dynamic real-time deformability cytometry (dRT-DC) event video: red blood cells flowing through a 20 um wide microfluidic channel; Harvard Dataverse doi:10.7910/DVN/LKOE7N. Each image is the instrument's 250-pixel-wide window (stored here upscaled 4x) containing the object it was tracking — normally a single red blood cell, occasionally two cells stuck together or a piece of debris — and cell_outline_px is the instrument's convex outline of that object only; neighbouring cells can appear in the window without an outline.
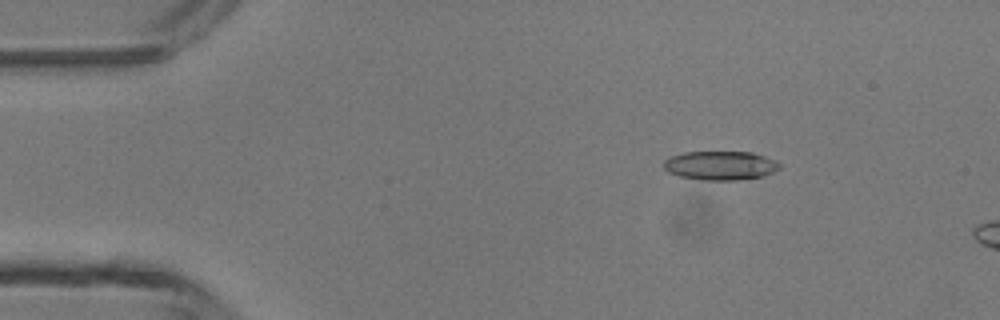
{"species": "common noctule bat (a hibernating species)", "species_latin": "Nyctalus noctula", "temperature_condition": "room temperature", "stored_images_in_passage": 11, "camera_frame_rate_fps": 3000, "um_per_image_px": 0.085, "animal": {"sex": "male", "body_mass_g": 13.3}, "frame": {"image": 1, "passage_image": 7, "time_ms": 2.0, "image_size_px": [1000, 320], "cell_outline_px": [[780, 168], [764, 176], [736, 180], [700, 180], [680, 176], [668, 172], [664, 168], [664, 160], [672, 156], [684, 152], [752, 152], [764, 156], [780, 164]], "centroid_in_image_um": [61.21, 14.07], "position_along_channel_um": 23.8, "area_um2": 19.42}}